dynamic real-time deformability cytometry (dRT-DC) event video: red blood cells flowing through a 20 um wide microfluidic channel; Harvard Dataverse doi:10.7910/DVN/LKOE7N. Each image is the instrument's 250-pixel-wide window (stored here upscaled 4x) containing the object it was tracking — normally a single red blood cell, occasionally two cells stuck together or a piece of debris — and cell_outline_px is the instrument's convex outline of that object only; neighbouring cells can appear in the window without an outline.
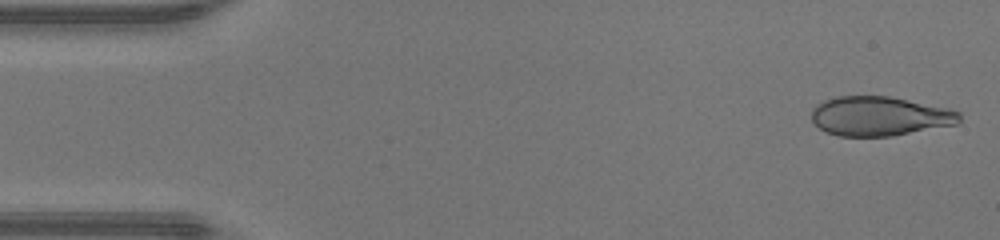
{"species": "human", "species_latin": "Homo sapiens", "temperature_condition": "warm", "stored_images_in_passage": 45, "camera_frame_rate_fps": 3000, "um_per_image_px": 0.085, "donor": {"sex": "male"}, "frame": {"image": 1, "passage_image": 1, "time_ms": 0.0, "image_size_px": [1000, 240], "cell_outline_px": [[960, 120], [956, 124], [892, 136], [840, 136], [828, 132], [820, 128], [812, 120], [812, 108], [816, 104], [824, 100], [836, 96], [888, 96], [948, 108], [960, 112]], "centroid_in_image_um": [74.75, 9.87], "position_along_channel_um": 10.3, "area_um2": 33.76}}
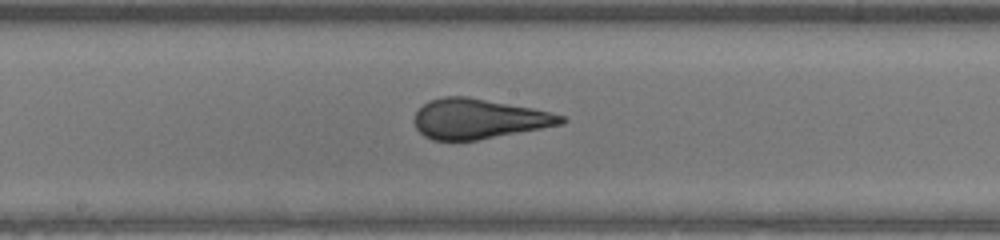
{"frame": {"image": 2, "passage_image": 23, "time_ms": 7.333, "image_size_px": [1000, 240], "cell_outline_px": [[568, 120], [564, 124], [476, 140], [432, 140], [424, 136], [416, 128], [416, 112], [424, 104], [432, 100], [444, 96], [468, 96], [532, 108], [564, 116]], "centroid_in_image_um": [40.71, 10.1], "position_along_channel_um": 207.5, "area_um2": 33.81}}
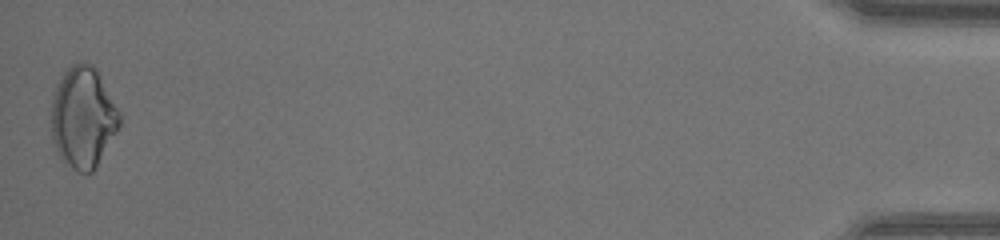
{"frame": {"image": 3, "passage_image": 45, "time_ms": 14.667, "image_size_px": [1000, 240], "cell_outline_px": [[120, 124], [116, 132], [96, 168], [88, 176], [76, 172], [60, 156], [56, 148], [52, 136], [52, 96], [56, 84], [60, 76], [72, 64], [80, 60], [92, 64], [96, 68], [120, 112]], "centroid_in_image_um": [7.06, 9.97], "position_along_channel_um": 428.1, "area_um2": 40.4}}